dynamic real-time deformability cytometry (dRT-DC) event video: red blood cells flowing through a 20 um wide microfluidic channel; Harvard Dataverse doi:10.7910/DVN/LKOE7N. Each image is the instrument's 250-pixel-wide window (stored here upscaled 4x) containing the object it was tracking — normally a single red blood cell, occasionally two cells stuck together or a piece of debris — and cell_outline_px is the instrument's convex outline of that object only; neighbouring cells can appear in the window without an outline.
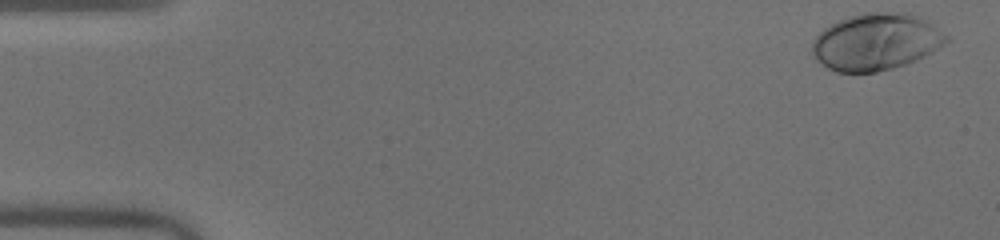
{"species": "human", "species_latin": "Homo sapiens", "temperature_condition": "warm", "stored_images_in_passage": 41, "camera_frame_rate_fps": 3000, "um_per_image_px": 0.085, "donor": {"sex": "male"}, "frame": {"image": 1, "passage_image": 1, "time_ms": 0.0, "image_size_px": [1000, 240], "cell_outline_px": [[948, 40], [932, 52], [916, 60], [892, 68], [876, 72], [836, 72], [828, 68], [816, 60], [812, 56], [812, 40], [824, 28], [840, 20], [864, 12], [908, 12], [920, 16], [948, 36]], "centroid_in_image_um": [74.44, 3.55], "position_along_channel_um": 10.6, "area_um2": 44.27}}
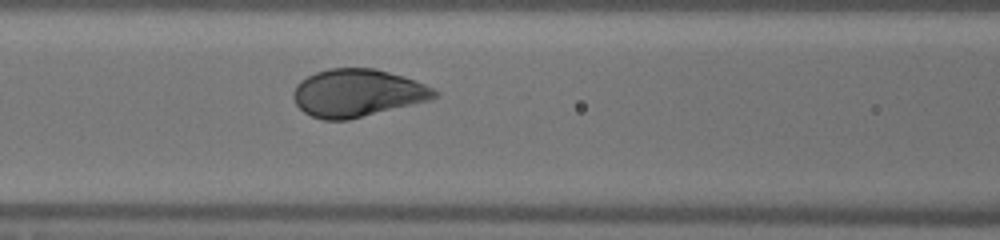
{"frame": {"image": 2, "passage_image": 21, "time_ms": 6.667, "image_size_px": [1000, 240], "cell_outline_px": [[440, 92], [432, 100], [348, 120], [324, 120], [312, 116], [304, 112], [296, 104], [292, 96], [292, 92], [296, 84], [300, 80], [316, 72], [328, 68], [376, 68], [404, 76], [424, 84]], "centroid_in_image_um": [30.37, 7.9], "position_along_channel_um": 136.2, "area_um2": 39.42}}
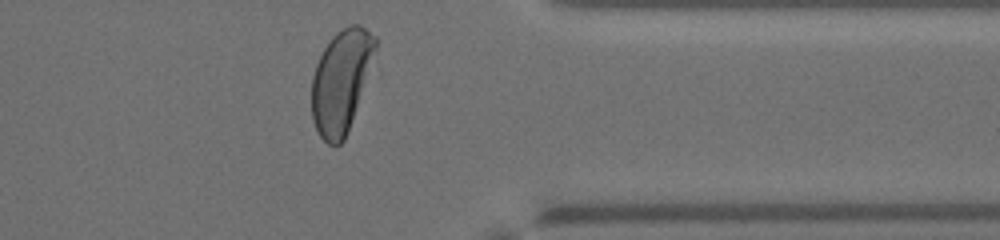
{"frame": {"image": 3, "passage_image": 40, "time_ms": 13.0, "image_size_px": [1000, 240], "cell_outline_px": [[376, 52], [344, 140], [336, 148], [328, 144], [320, 136], [312, 120], [312, 76], [316, 64], [324, 48], [332, 36], [340, 28], [348, 24], [360, 24], [376, 36]], "centroid_in_image_um": [28.98, 6.86], "position_along_channel_um": 382.4, "area_um2": 37.86}, "authors_computed_cell_mechanics": {"area_um2": 39.9398, "velocity_mm_per_s": 4.0251, "shape_relaxation_time_tau1_ms": 1.8632, "shape_relaxation_time_tau2_ms": null, "deformation_change_tau1": 0.1669, "deformation_change_tau2": null}}